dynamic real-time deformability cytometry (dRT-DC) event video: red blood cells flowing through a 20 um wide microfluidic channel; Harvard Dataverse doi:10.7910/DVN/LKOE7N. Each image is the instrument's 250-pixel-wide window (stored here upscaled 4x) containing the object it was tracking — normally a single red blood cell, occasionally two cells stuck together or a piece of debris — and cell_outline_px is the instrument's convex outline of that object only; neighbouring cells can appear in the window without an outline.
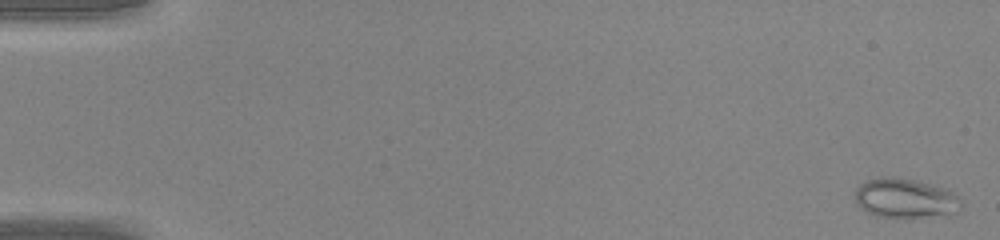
{"species": "common noctule bat (a hibernating species)", "species_latin": "Nyctalus noctula", "temperature_condition": "warm", "stored_images_in_passage": 47, "camera_frame_rate_fps": 3000, "um_per_image_px": 0.085, "animal": {"sex": "male", "body_mass_g": 20.0, "forearm_length_mm": 53.3}, "frame": {"image": 1, "passage_image": 2, "time_ms": 0.333, "image_size_px": [1000, 240], "cell_outline_px": [[964, 204], [960, 212], [948, 216], [908, 220], [876, 216], [860, 208], [856, 204], [856, 188], [860, 184], [868, 180], [884, 176], [892, 176], [912, 180], [948, 188]], "centroid_in_image_um": [77.02, 16.92], "position_along_channel_um": 8.0, "area_um2": 25.55}}
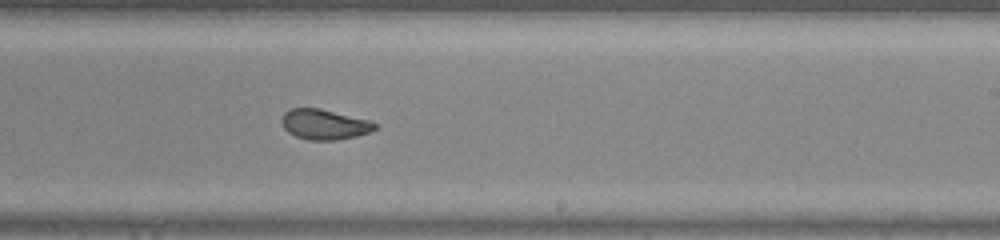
{"frame": {"image": 2, "passage_image": 30, "time_ms": 9.667, "image_size_px": [1000, 240], "cell_outline_px": [[376, 128], [372, 132], [356, 136], [336, 140], [308, 140], [296, 136], [288, 132], [284, 128], [280, 120], [284, 112], [292, 108], [320, 108], [368, 120], [376, 124]], "centroid_in_image_um": [27.55, 10.57], "position_along_channel_um": 261.5, "area_um2": 16.42}}
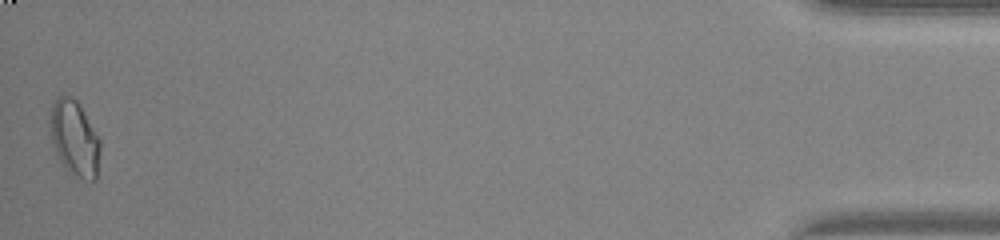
{"frame": {"image": 3, "passage_image": 47, "time_ms": 15.333, "image_size_px": [1000, 240], "cell_outline_px": [[100, 148], [96, 180], [84, 180], [72, 176], [64, 168], [56, 152], [52, 140], [48, 124], [52, 104], [56, 96], [68, 96], [76, 100], [100, 140]], "centroid_in_image_um": [6.31, 11.79], "position_along_channel_um": 428.9, "area_um2": 22.02}}